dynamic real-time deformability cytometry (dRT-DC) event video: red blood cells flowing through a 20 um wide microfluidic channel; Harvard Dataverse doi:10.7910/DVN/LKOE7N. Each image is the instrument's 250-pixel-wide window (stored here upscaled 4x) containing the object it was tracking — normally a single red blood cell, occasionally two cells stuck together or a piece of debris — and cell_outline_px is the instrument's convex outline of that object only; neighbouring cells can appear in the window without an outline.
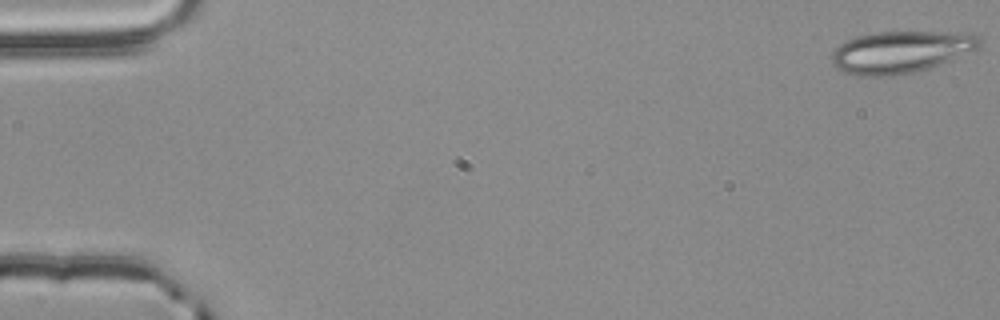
{"species": "common noctule bat (a hibernating species)", "species_latin": "Nyctalus noctula", "temperature_condition": "room temperature", "stored_images_in_passage": 55, "camera_frame_rate_fps": 3000, "um_per_image_px": 0.085, "animal": {"sex": "male", "body_mass_g": 20.4}, "frame": {"image": 1, "passage_image": 1, "time_ms": 0.0, "image_size_px": [1000, 320], "cell_outline_px": [[980, 48], [940, 64], [904, 76], [856, 76], [844, 72], [836, 68], [832, 64], [832, 52], [840, 44], [856, 36], [876, 32], [968, 32], [980, 36]], "centroid_in_image_um": [76.57, 4.43], "position_along_channel_um": 8.4, "area_um2": 36.59}}
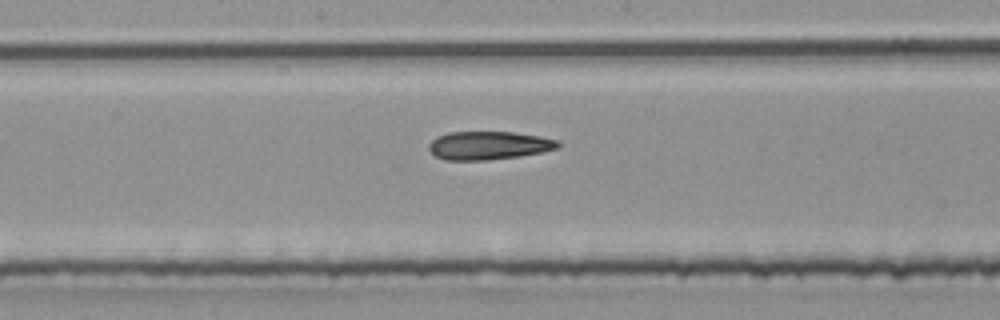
{"frame": {"image": 2, "passage_image": 29, "time_ms": 9.333, "image_size_px": [1000, 320], "cell_outline_px": [[560, 148], [520, 156], [488, 160], [448, 160], [436, 156], [428, 148], [428, 144], [436, 136], [448, 132], [516, 132], [540, 136], [560, 140]], "centroid_in_image_um": [41.57, 12.35], "position_along_channel_um": 206.6, "area_um2": 21.44}}
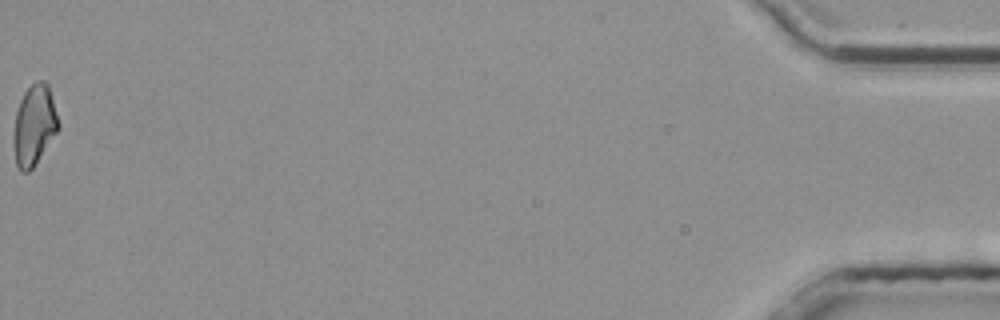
{"frame": {"image": 3, "passage_image": 55, "time_ms": 18.0, "image_size_px": [1000, 320], "cell_outline_px": [[60, 128], [32, 168], [28, 172], [20, 172], [16, 164], [12, 144], [12, 132], [16, 112], [20, 100], [24, 92], [36, 80], [44, 80], [48, 84], [60, 124]], "centroid_in_image_um": [2.89, 10.64], "position_along_channel_um": 432.3, "area_um2": 21.27}}